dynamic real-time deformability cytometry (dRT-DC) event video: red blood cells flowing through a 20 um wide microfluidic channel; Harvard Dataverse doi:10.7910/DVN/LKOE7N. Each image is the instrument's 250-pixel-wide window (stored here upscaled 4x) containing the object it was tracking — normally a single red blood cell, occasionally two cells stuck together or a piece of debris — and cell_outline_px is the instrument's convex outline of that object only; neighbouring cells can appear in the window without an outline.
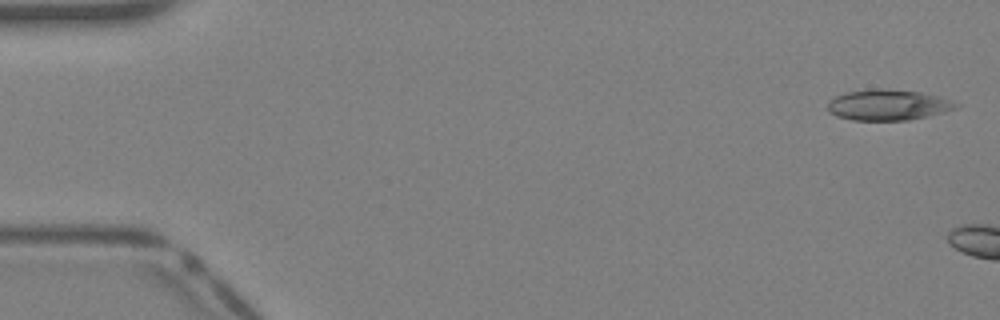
{"species": "Egyptian fruit bat (a non-hibernating species)", "species_latin": "Rousettus aegyptiacus", "temperature_condition": "warm", "stored_images_in_passage": 4, "camera_frame_rate_fps": 3000, "um_per_image_px": 0.085, "animal": {"sex": "female"}, "frame": {"image": 1, "passage_image": 1, "time_ms": 0.0, "image_size_px": [1000, 320], "cell_outline_px": [[960, 104], [956, 108], [944, 112], [908, 120], [852, 120], [836, 116], [828, 112], [828, 100], [836, 96], [848, 92], [876, 88], [880, 88], [920, 92], [940, 96]], "centroid_in_image_um": [75.47, 8.92], "position_along_channel_um": 9.5, "area_um2": 22.95}}